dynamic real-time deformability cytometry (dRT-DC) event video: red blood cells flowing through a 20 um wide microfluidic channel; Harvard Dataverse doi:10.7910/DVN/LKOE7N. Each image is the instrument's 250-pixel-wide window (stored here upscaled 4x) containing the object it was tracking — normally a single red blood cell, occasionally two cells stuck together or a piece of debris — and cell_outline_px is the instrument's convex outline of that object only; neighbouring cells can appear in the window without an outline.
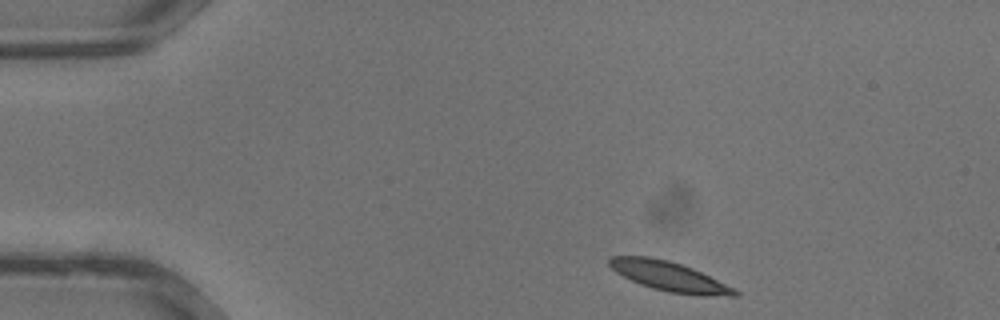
{"species": "common noctule bat (a hibernating species)", "species_latin": "Nyctalus noctula", "temperature_condition": "warm", "stored_images_in_passage": 31, "camera_frame_rate_fps": 3000, "um_per_image_px": 0.085, "animal": {"sex": "male", "body_mass_g": 13.3}, "frame": {"image": 1, "passage_image": 1, "time_ms": 0.0, "image_size_px": [1000, 320], "cell_outline_px": [[740, 296], [700, 296], [668, 292], [652, 288], [640, 284], [616, 272], [608, 264], [608, 260], [612, 256], [648, 256], [668, 260], [692, 268], [740, 292]], "centroid_in_image_um": [56.87, 23.5], "position_along_channel_um": 28.1, "area_um2": 21.33}}
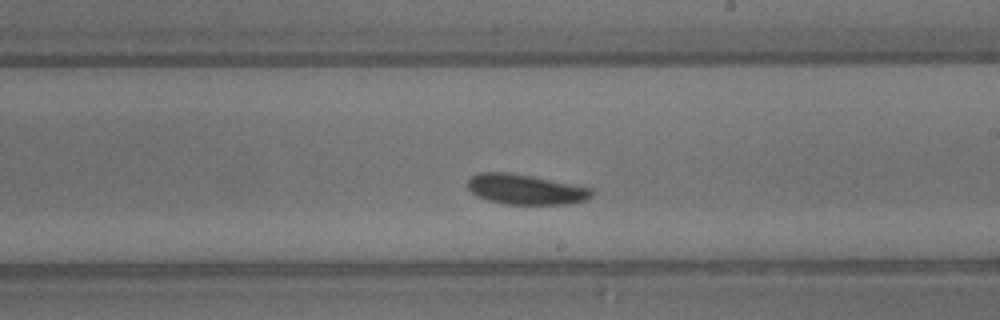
{"frame": {"image": 2, "passage_image": 16, "time_ms": 5.0, "image_size_px": [1000, 320], "cell_outline_px": [[596, 188], [592, 196], [584, 200], [572, 204], [504, 204], [488, 200], [476, 196], [468, 188], [468, 180], [472, 176], [480, 172], [508, 172], [532, 176]], "centroid_in_image_um": [44.72, 16.1], "position_along_channel_um": 244.3, "area_um2": 22.02}}
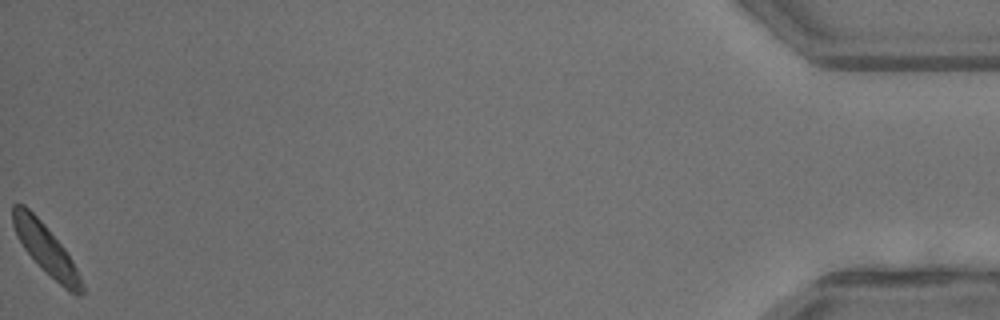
{"frame": {"image": 3, "passage_image": 31, "time_ms": 10.0, "image_size_px": [1000, 320], "cell_outline_px": [[84, 292], [80, 296], [76, 296], [64, 288], [24, 248], [16, 236], [12, 224], [12, 204], [24, 204], [44, 224], [64, 248], [72, 260], [84, 284]], "centroid_in_image_um": [3.9, 21.16], "position_along_channel_um": 431.3, "area_um2": 19.48}}